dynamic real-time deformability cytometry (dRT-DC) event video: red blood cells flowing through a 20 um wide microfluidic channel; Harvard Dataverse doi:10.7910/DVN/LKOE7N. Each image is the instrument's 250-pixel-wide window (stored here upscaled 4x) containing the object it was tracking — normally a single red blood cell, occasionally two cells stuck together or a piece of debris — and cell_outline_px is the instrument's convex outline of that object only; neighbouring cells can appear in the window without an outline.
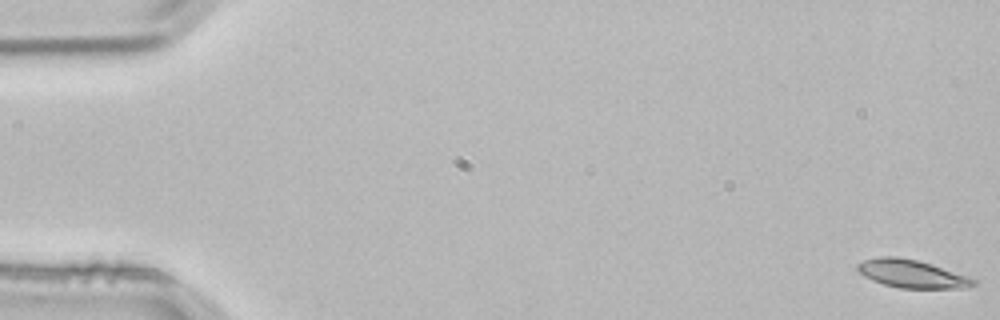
{"species": "common noctule bat (a hibernating species)", "species_latin": "Nyctalus noctula", "temperature_condition": "room temperature", "stored_images_in_passage": 4, "segment_of_instrument_passage": [2, 2], "camera_frame_rate_fps": 3000, "um_per_image_px": 0.085, "animal": {"sex": "male", "body_mass_g": 21.5, "forearm_length_mm": 52.0}, "frame": {"image": 1, "passage_image": 4, "time_ms": 1.0, "image_size_px": [1000, 320], "cell_outline_px": [[976, 284], [964, 288], [900, 288], [884, 284], [872, 280], [864, 276], [856, 268], [856, 264], [864, 260], [880, 256], [896, 256], [916, 260], [932, 264], [976, 280]], "centroid_in_image_um": [77.45, 23.27], "position_along_channel_um": 7.5, "area_um2": 18.67}}